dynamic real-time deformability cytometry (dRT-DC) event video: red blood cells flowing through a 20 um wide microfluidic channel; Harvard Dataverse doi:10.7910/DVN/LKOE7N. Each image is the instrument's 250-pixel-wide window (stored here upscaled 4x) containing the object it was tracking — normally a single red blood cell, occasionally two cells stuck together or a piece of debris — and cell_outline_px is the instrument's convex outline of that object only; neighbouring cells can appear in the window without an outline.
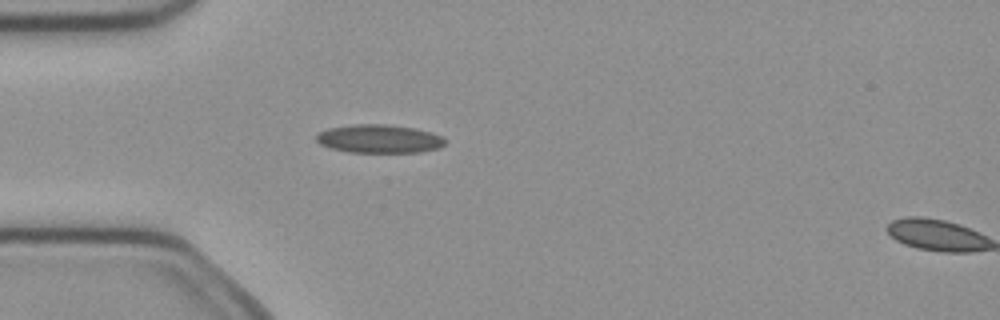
{"species": "common noctule bat (a hibernating species)", "species_latin": "Nyctalus noctula", "temperature_condition": "cold", "stored_images_in_passage": 4, "segment_of_instrument_passage": [1, 2], "camera_frame_rate_fps": 3000, "um_per_image_px": 0.085, "animal": {"sex": "female", "body_mass_g": 21.9}, "frame": {"image": 1, "passage_image": 3, "time_ms": 0.667, "image_size_px": [1000, 320], "cell_outline_px": [[448, 140], [440, 148], [420, 152], [348, 152], [332, 148], [320, 144], [316, 140], [316, 132], [328, 128], [352, 124], [384, 124], [416, 128], [440, 136]], "centroid_in_image_um": [32.21, 11.79], "position_along_channel_um": 52.8, "area_um2": 21.39}}